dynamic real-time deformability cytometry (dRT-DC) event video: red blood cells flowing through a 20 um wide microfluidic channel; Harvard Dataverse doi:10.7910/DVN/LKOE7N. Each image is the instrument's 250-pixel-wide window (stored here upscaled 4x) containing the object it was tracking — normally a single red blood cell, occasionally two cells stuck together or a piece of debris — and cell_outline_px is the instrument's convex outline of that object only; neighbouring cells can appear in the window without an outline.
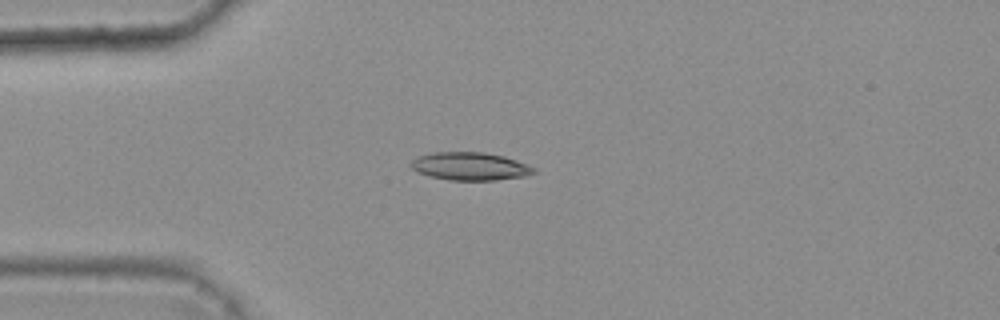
{"species": "common noctule bat (a hibernating species)", "species_latin": "Nyctalus noctula", "temperature_condition": "warm", "stored_images_in_passage": 5, "camera_frame_rate_fps": 3000, "um_per_image_px": 0.085, "animal": {"sex": "female", "body_mass_g": 25.1}, "frame": {"image": 1, "passage_image": 3, "time_ms": 0.667, "image_size_px": [1000, 320], "cell_outline_px": [[536, 172], [524, 176], [496, 180], [452, 180], [432, 176], [416, 172], [408, 164], [416, 156], [432, 152], [484, 152], [504, 156], [528, 164], [536, 168]], "centroid_in_image_um": [39.94, 14.12], "position_along_channel_um": 45.1, "area_um2": 20.11}}
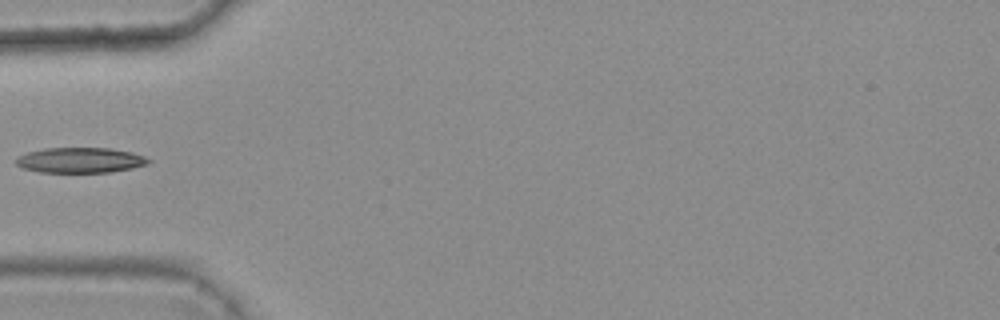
{"frame": {"image": 2, "passage_image": 4, "time_ms": 1.0, "image_size_px": [1000, 320], "cell_outline_px": [[152, 160], [148, 164], [132, 168], [108, 172], [40, 172], [20, 168], [16, 164], [16, 160], [20, 156], [28, 152], [44, 148], [108, 148], [132, 152], [144, 156]], "centroid_in_image_um": [6.83, 13.61], "position_along_channel_um": 78.2, "area_um2": 19.48}}
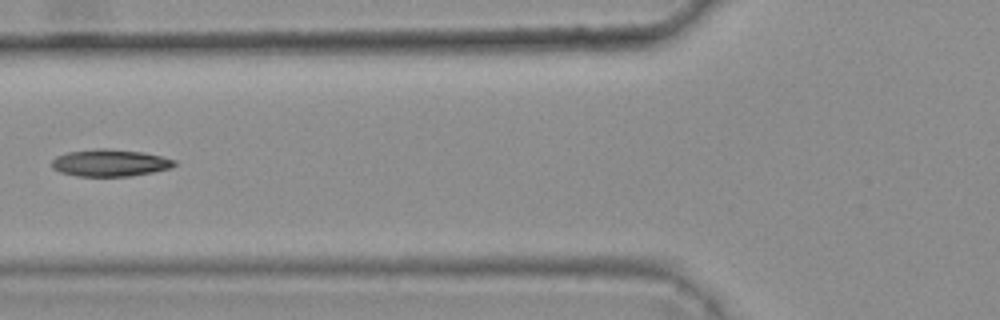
{"frame": {"image": 3, "passage_image": 5, "time_ms": 1.333, "image_size_px": [1000, 320], "cell_outline_px": [[176, 164], [168, 168], [152, 172], [128, 176], [76, 176], [60, 172], [52, 168], [52, 160], [56, 156], [68, 152], [96, 148], [108, 148], [144, 152], [176, 160]], "centroid_in_image_um": [9.32, 13.83], "position_along_channel_um": 116.5, "area_um2": 19.31}}